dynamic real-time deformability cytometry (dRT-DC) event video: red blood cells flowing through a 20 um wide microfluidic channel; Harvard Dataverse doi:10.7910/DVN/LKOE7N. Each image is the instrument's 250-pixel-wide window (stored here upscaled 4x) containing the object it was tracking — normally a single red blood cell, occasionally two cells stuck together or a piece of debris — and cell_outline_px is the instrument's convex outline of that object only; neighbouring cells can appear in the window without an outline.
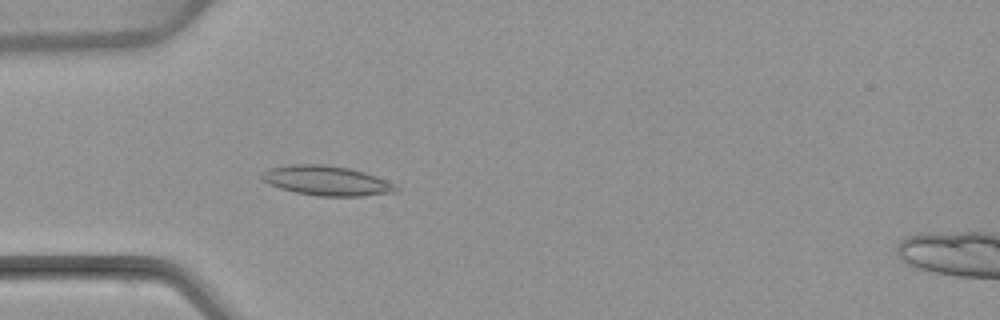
{"species": "common noctule bat (a hibernating species)", "species_latin": "Nyctalus noctula", "temperature_condition": "warm", "stored_images_in_passage": 5, "camera_frame_rate_fps": 3000, "um_per_image_px": 0.085, "animal": {"sex": "female", "body_mass_g": 22.7, "forearm_length_mm": 54.2}, "frame": {"image": 1, "passage_image": 5, "time_ms": 5.0, "image_size_px": [1000, 320], "cell_outline_px": [[400, 188], [396, 192], [360, 196], [316, 196], [296, 192], [280, 188], [268, 184], [260, 180], [260, 176], [268, 168], [288, 164], [324, 164], [352, 168], [376, 176], [396, 184]], "centroid_in_image_um": [27.75, 15.35], "position_along_channel_um": 57.2, "area_um2": 23.52}}